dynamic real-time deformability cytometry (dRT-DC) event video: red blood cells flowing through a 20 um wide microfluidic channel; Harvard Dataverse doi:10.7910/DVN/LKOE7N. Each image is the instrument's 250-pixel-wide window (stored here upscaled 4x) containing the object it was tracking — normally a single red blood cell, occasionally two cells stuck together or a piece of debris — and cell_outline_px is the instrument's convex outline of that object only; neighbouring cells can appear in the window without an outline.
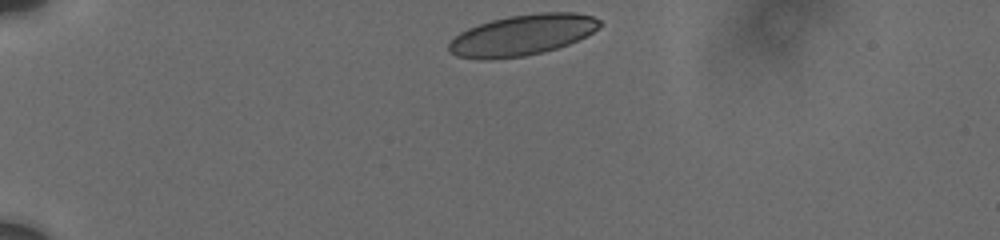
{"species": "human", "species_latin": "Homo sapiens", "temperature_condition": "cold", "stored_images_in_passage": 43, "camera_frame_rate_fps": 3000, "um_per_image_px": 0.085, "donor": {"sex": "male"}, "frame": {"image": 1, "passage_image": 1, "time_ms": 0.0, "image_size_px": [1000, 240], "cell_outline_px": [[600, 24], [592, 32], [568, 44], [556, 48], [524, 56], [488, 60], [480, 60], [456, 56], [448, 48], [448, 44], [460, 32], [468, 28], [492, 20], [508, 16], [540, 12], [572, 12], [592, 16], [600, 20]], "centroid_in_image_um": [44.35, 2.98], "position_along_channel_um": 40.6, "area_um2": 35.49}}
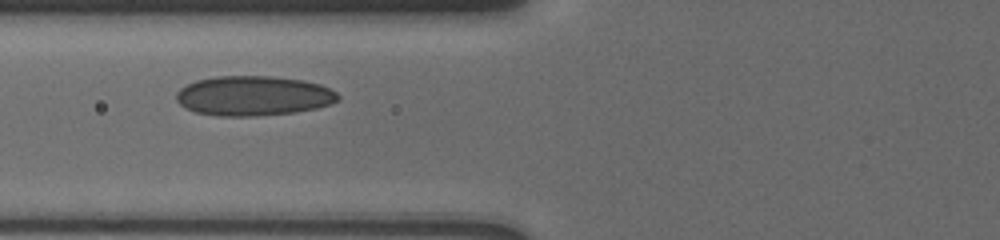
{"frame": {"image": 2, "passage_image": 25, "time_ms": 3.333, "image_size_px": [1000, 240], "cell_outline_px": [[340, 100], [316, 108], [296, 112], [256, 116], [220, 116], [196, 112], [184, 108], [176, 100], [176, 92], [180, 88], [196, 80], [216, 76], [272, 76], [304, 80], [320, 84], [336, 92], [340, 96]], "centroid_in_image_um": [21.53, 8.14], "position_along_channel_um": 104.3, "area_um2": 37.63}}
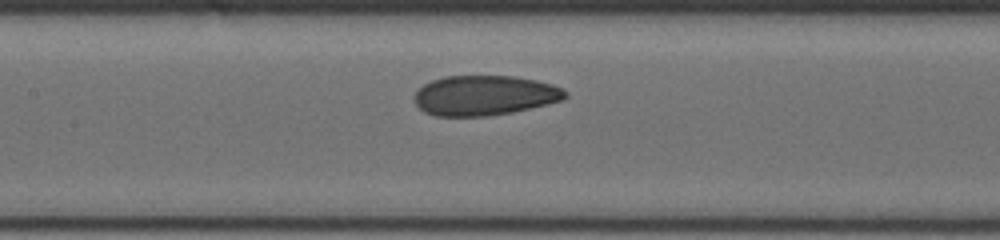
{"frame": {"image": 3, "passage_image": 37, "time_ms": 5.0, "image_size_px": [1000, 240], "cell_outline_px": [[568, 96], [564, 100], [548, 104], [512, 112], [488, 116], [436, 116], [424, 112], [412, 100], [412, 96], [424, 84], [432, 80], [444, 76], [512, 76], [536, 80], [552, 84], [564, 88], [568, 92]], "centroid_in_image_um": [41.2, 8.11], "position_along_channel_um": 166.2, "area_um2": 35.43}}